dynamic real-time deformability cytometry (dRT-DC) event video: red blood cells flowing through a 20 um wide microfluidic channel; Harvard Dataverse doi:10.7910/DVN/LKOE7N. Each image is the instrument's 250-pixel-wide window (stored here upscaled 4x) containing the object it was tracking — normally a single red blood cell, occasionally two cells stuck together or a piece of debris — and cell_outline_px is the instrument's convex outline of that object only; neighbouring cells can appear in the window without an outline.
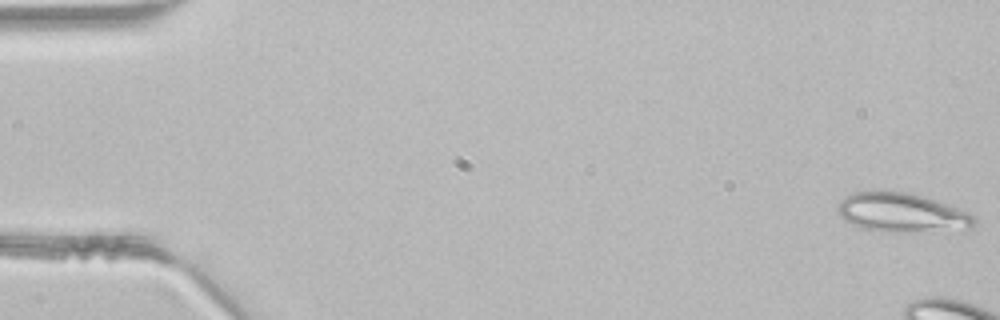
{"species": "common noctule bat (a hibernating species)", "species_latin": "Nyctalus noctula", "temperature_condition": "room temperature", "stored_images_in_passage": 12, "camera_frame_rate_fps": 3000, "um_per_image_px": 0.085, "animal": {"sex": "male", "body_mass_g": 21.5, "forearm_length_mm": 52.0}, "frame": {"image": 1, "passage_image": 1, "time_ms": 0.0, "image_size_px": [1000, 320], "cell_outline_px": [[976, 224], [968, 232], [880, 232], [864, 228], [852, 224], [844, 220], [836, 212], [836, 208], [840, 200], [844, 196], [852, 192], [876, 188], [904, 192], [924, 196], [968, 212], [976, 220]], "centroid_in_image_um": [76.66, 18.08], "position_along_channel_um": 8.3, "area_um2": 32.6}}